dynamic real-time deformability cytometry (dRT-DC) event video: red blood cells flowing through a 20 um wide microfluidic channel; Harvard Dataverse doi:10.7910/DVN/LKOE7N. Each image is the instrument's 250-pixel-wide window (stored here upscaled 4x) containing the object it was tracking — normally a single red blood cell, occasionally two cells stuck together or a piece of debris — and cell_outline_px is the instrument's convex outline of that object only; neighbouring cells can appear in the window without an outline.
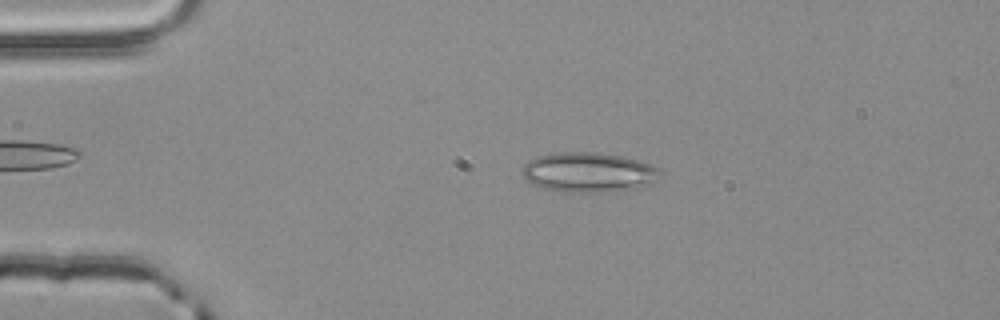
{"species": "common noctule bat (a hibernating species)", "species_latin": "Nyctalus noctula", "temperature_condition": "room temperature", "stored_images_in_passage": 53, "camera_frame_rate_fps": 3000, "um_per_image_px": 0.085, "animal": {"sex": "male", "body_mass_g": 20.4}, "frame": {"image": 1, "passage_image": 11, "time_ms": 3.333, "image_size_px": [1000, 320], "cell_outline_px": [[660, 172], [648, 180], [620, 188], [604, 192], [560, 192], [544, 188], [532, 184], [524, 176], [524, 164], [536, 156], [556, 152], [600, 152], [624, 156], [640, 160], [652, 164], [660, 168]], "centroid_in_image_um": [49.88, 14.59], "position_along_channel_um": 35.1, "area_um2": 30.92}}
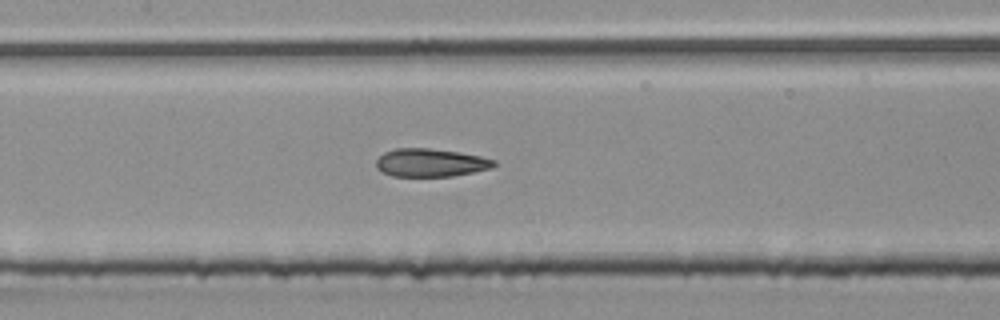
{"frame": {"image": 2, "passage_image": 25, "time_ms": 8.0, "image_size_px": [1000, 320], "cell_outline_px": [[496, 164], [492, 168], [452, 176], [392, 176], [376, 168], [376, 160], [384, 152], [396, 148], [428, 148], [460, 152], [480, 156], [496, 160]], "centroid_in_image_um": [36.6, 13.82], "position_along_channel_um": 170.8, "area_um2": 19.25}}
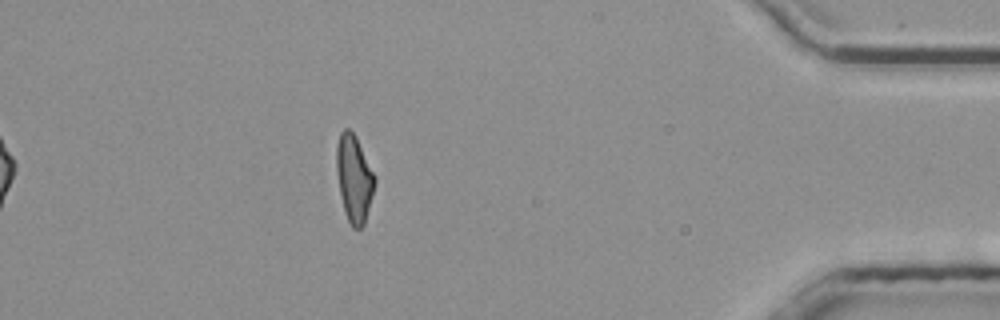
{"frame": {"image": 3, "passage_image": 47, "time_ms": 15.333, "image_size_px": [1000, 320], "cell_outline_px": [[376, 180], [372, 196], [364, 224], [360, 228], [352, 228], [344, 212], [340, 196], [336, 168], [336, 144], [340, 132], [344, 128], [348, 128], [356, 136], [376, 176]], "centroid_in_image_um": [30.09, 15.14], "position_along_channel_um": 405.1, "area_um2": 19.54}, "authors_computed_cell_mechanics": {"area_um2": 19.8254, "velocity_mm_per_s": 3.887, "shape_relaxation_time_tau1_ms": null, "shape_relaxation_time_tau2_ms": 2.0365, "deformation_change_tau1": null, "deformation_change_tau2": 0.1043}}